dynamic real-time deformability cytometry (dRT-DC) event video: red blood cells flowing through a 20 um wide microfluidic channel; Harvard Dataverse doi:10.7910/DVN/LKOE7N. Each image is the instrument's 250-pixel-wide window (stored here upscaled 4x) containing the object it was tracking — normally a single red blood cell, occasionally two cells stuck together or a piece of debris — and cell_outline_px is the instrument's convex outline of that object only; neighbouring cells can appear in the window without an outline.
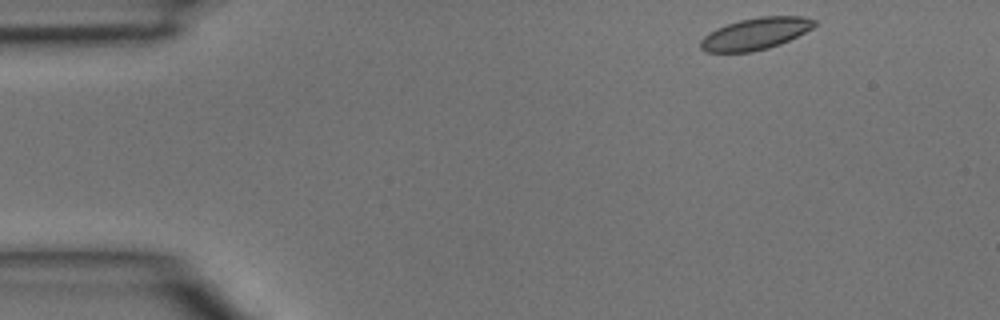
{"species": "common noctule bat (a hibernating species)", "species_latin": "Nyctalus noctula", "temperature_condition": "room temperature", "stored_images_in_passage": 4, "camera_frame_rate_fps": 3000, "um_per_image_px": 0.085, "animal": {"sex": "male", "body_mass_g": 15.6}, "frame": {"image": 1, "passage_image": 1, "time_ms": 0.0, "image_size_px": [1000, 320], "cell_outline_px": [[816, 24], [812, 28], [780, 44], [768, 48], [752, 52], [704, 52], [700, 48], [700, 40], [708, 32], [716, 28], [740, 20], [760, 16], [800, 16], [816, 20]], "centroid_in_image_um": [64.17, 2.87], "position_along_channel_um": 20.8, "area_um2": 21.04}}